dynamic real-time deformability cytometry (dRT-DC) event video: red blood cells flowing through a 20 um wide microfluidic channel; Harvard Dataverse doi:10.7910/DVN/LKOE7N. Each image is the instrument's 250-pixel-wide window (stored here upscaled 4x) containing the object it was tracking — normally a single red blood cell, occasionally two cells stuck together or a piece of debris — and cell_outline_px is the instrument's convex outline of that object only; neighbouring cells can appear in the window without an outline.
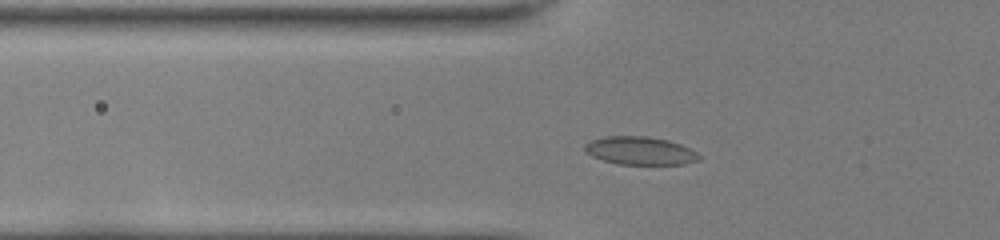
{"species": "common noctule bat (a hibernating species)", "species_latin": "Nyctalus noctula", "temperature_condition": "room temperature", "stored_images_in_passage": 42, "camera_frame_rate_fps": 3000, "um_per_image_px": 0.085, "animal": {"sex": "female", "body_mass_g": 22.0, "forearm_length_mm": 56.7}, "frame": {"image": 1, "passage_image": 10, "time_ms": 3.0, "image_size_px": [1000, 240], "cell_outline_px": [[700, 160], [684, 164], [616, 164], [592, 156], [584, 148], [584, 144], [592, 140], [604, 136], [648, 136], [668, 140], [680, 144], [696, 152], [700, 156]], "centroid_in_image_um": [54.41, 12.81], "position_along_channel_um": 71.4, "area_um2": 18.61}}
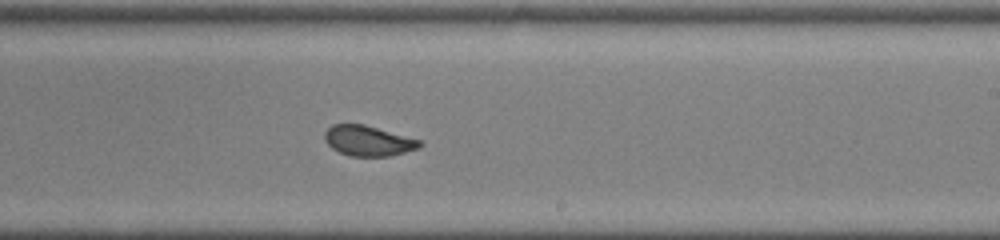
{"frame": {"image": 2, "passage_image": 24, "time_ms": 7.667, "image_size_px": [1000, 240], "cell_outline_px": [[424, 144], [420, 148], [392, 156], [352, 156], [340, 152], [332, 148], [324, 140], [324, 132], [332, 124], [364, 124], [424, 140]], "centroid_in_image_um": [31.36, 11.96], "position_along_channel_um": 257.6, "area_um2": 17.11}}
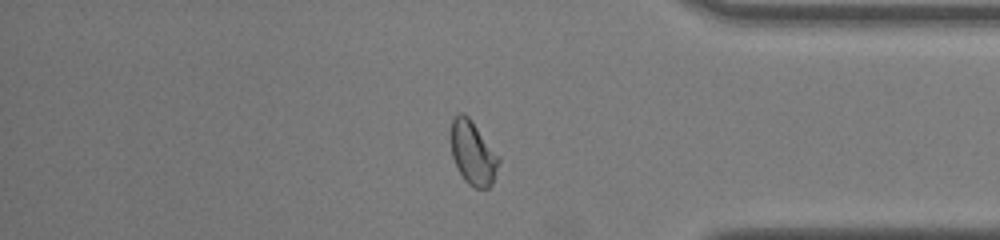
{"frame": {"image": 3, "passage_image": 35, "time_ms": 11.333, "image_size_px": [1000, 240], "cell_outline_px": [[500, 160], [492, 184], [488, 188], [472, 188], [464, 180], [452, 156], [448, 132], [452, 120], [460, 112], [464, 112], [468, 116], [500, 156]], "centroid_in_image_um": [40.17, 12.98], "position_along_channel_um": 395.0, "area_um2": 18.09}, "authors_computed_cell_mechanics": {"area_um2": 17.7735, "velocity_mm_per_s": 4.053, "shape_relaxation_time_tau1_ms": 5.6564, "shape_relaxation_time_tau2_ms": null, "deformation_change_tau1": 0.1433, "deformation_change_tau2": null}}